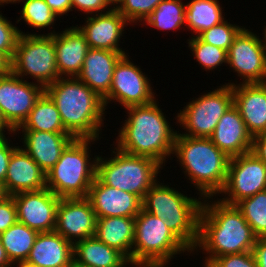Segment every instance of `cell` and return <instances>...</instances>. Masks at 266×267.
<instances>
[{
  "mask_svg": "<svg viewBox=\"0 0 266 267\" xmlns=\"http://www.w3.org/2000/svg\"><path fill=\"white\" fill-rule=\"evenodd\" d=\"M215 198H203L199 239L192 252L194 255L202 250V254H206L203 267L219 256L253 251L258 238L236 205L225 204L218 196Z\"/></svg>",
  "mask_w": 266,
  "mask_h": 267,
  "instance_id": "6da1fadb",
  "label": "cell"
},
{
  "mask_svg": "<svg viewBox=\"0 0 266 267\" xmlns=\"http://www.w3.org/2000/svg\"><path fill=\"white\" fill-rule=\"evenodd\" d=\"M147 105L130 106L128 117L117 132L115 146L132 155L150 157L163 167L173 153L177 130L160 109L159 101Z\"/></svg>",
  "mask_w": 266,
  "mask_h": 267,
  "instance_id": "7a4b0ae2",
  "label": "cell"
},
{
  "mask_svg": "<svg viewBox=\"0 0 266 267\" xmlns=\"http://www.w3.org/2000/svg\"><path fill=\"white\" fill-rule=\"evenodd\" d=\"M56 104L64 128L74 138L101 139L103 99L77 77H60L45 88Z\"/></svg>",
  "mask_w": 266,
  "mask_h": 267,
  "instance_id": "3957f363",
  "label": "cell"
},
{
  "mask_svg": "<svg viewBox=\"0 0 266 267\" xmlns=\"http://www.w3.org/2000/svg\"><path fill=\"white\" fill-rule=\"evenodd\" d=\"M180 164L185 178L194 184L197 195L213 197L224 188L230 158L210 138L175 136L172 158Z\"/></svg>",
  "mask_w": 266,
  "mask_h": 267,
  "instance_id": "277c9868",
  "label": "cell"
},
{
  "mask_svg": "<svg viewBox=\"0 0 266 267\" xmlns=\"http://www.w3.org/2000/svg\"><path fill=\"white\" fill-rule=\"evenodd\" d=\"M203 198L185 195L177 188L156 181L146 193L142 208L162 218L173 234L193 252L199 239V215Z\"/></svg>",
  "mask_w": 266,
  "mask_h": 267,
  "instance_id": "5b68a950",
  "label": "cell"
},
{
  "mask_svg": "<svg viewBox=\"0 0 266 267\" xmlns=\"http://www.w3.org/2000/svg\"><path fill=\"white\" fill-rule=\"evenodd\" d=\"M99 139L74 138L46 174V188L59 198L87 197L96 177V160L91 145ZM91 156V157H90Z\"/></svg>",
  "mask_w": 266,
  "mask_h": 267,
  "instance_id": "8992f818",
  "label": "cell"
},
{
  "mask_svg": "<svg viewBox=\"0 0 266 267\" xmlns=\"http://www.w3.org/2000/svg\"><path fill=\"white\" fill-rule=\"evenodd\" d=\"M184 252L188 256L192 254L162 218L142 208L135 217L131 267H169L170 261Z\"/></svg>",
  "mask_w": 266,
  "mask_h": 267,
  "instance_id": "52a82bcc",
  "label": "cell"
},
{
  "mask_svg": "<svg viewBox=\"0 0 266 267\" xmlns=\"http://www.w3.org/2000/svg\"><path fill=\"white\" fill-rule=\"evenodd\" d=\"M111 151L110 158L98 154L96 177L103 184L132 193L143 201L150 187L159 180L157 176L163 166L150 157L128 154L115 146Z\"/></svg>",
  "mask_w": 266,
  "mask_h": 267,
  "instance_id": "ba28073f",
  "label": "cell"
},
{
  "mask_svg": "<svg viewBox=\"0 0 266 267\" xmlns=\"http://www.w3.org/2000/svg\"><path fill=\"white\" fill-rule=\"evenodd\" d=\"M20 33L11 60L12 73L24 80L30 77L45 89L60 78L56 65L55 34Z\"/></svg>",
  "mask_w": 266,
  "mask_h": 267,
  "instance_id": "9c48e42d",
  "label": "cell"
},
{
  "mask_svg": "<svg viewBox=\"0 0 266 267\" xmlns=\"http://www.w3.org/2000/svg\"><path fill=\"white\" fill-rule=\"evenodd\" d=\"M210 92L192 98L176 113L177 125L185 132L178 134L190 137L209 138L221 117L233 105V91L229 84H222Z\"/></svg>",
  "mask_w": 266,
  "mask_h": 267,
  "instance_id": "30bf717a",
  "label": "cell"
},
{
  "mask_svg": "<svg viewBox=\"0 0 266 267\" xmlns=\"http://www.w3.org/2000/svg\"><path fill=\"white\" fill-rule=\"evenodd\" d=\"M126 54L116 64L109 93L103 98L105 108L118 102L124 108L147 105L156 100L151 80Z\"/></svg>",
  "mask_w": 266,
  "mask_h": 267,
  "instance_id": "8fae6325",
  "label": "cell"
},
{
  "mask_svg": "<svg viewBox=\"0 0 266 267\" xmlns=\"http://www.w3.org/2000/svg\"><path fill=\"white\" fill-rule=\"evenodd\" d=\"M264 34V35H263ZM244 27L227 51V65L242 80L239 83L266 82V37ZM260 37V38H259Z\"/></svg>",
  "mask_w": 266,
  "mask_h": 267,
  "instance_id": "7c38bea8",
  "label": "cell"
},
{
  "mask_svg": "<svg viewBox=\"0 0 266 267\" xmlns=\"http://www.w3.org/2000/svg\"><path fill=\"white\" fill-rule=\"evenodd\" d=\"M266 190V165L251 151L230 158L227 179L218 198L228 205ZM227 195V196H226Z\"/></svg>",
  "mask_w": 266,
  "mask_h": 267,
  "instance_id": "4fadbf2b",
  "label": "cell"
},
{
  "mask_svg": "<svg viewBox=\"0 0 266 267\" xmlns=\"http://www.w3.org/2000/svg\"><path fill=\"white\" fill-rule=\"evenodd\" d=\"M45 89L14 73L0 77V113L5 124L15 132L26 120Z\"/></svg>",
  "mask_w": 266,
  "mask_h": 267,
  "instance_id": "5bb4252c",
  "label": "cell"
},
{
  "mask_svg": "<svg viewBox=\"0 0 266 267\" xmlns=\"http://www.w3.org/2000/svg\"><path fill=\"white\" fill-rule=\"evenodd\" d=\"M97 217L87 197L60 198L55 232L73 244L95 236Z\"/></svg>",
  "mask_w": 266,
  "mask_h": 267,
  "instance_id": "9a60e30c",
  "label": "cell"
},
{
  "mask_svg": "<svg viewBox=\"0 0 266 267\" xmlns=\"http://www.w3.org/2000/svg\"><path fill=\"white\" fill-rule=\"evenodd\" d=\"M18 221L31 229L53 232L56 227V209L60 198L48 188L39 191L20 192L12 195Z\"/></svg>",
  "mask_w": 266,
  "mask_h": 267,
  "instance_id": "2e32d148",
  "label": "cell"
},
{
  "mask_svg": "<svg viewBox=\"0 0 266 267\" xmlns=\"http://www.w3.org/2000/svg\"><path fill=\"white\" fill-rule=\"evenodd\" d=\"M84 19L82 26H76L84 34L89 48L127 54L125 49L121 48L120 40L129 23L116 8L112 7L105 13L90 15Z\"/></svg>",
  "mask_w": 266,
  "mask_h": 267,
  "instance_id": "e0dca14e",
  "label": "cell"
},
{
  "mask_svg": "<svg viewBox=\"0 0 266 267\" xmlns=\"http://www.w3.org/2000/svg\"><path fill=\"white\" fill-rule=\"evenodd\" d=\"M87 198L97 218L136 217L142 209V200L129 192L103 184L95 177Z\"/></svg>",
  "mask_w": 266,
  "mask_h": 267,
  "instance_id": "ac0fdd59",
  "label": "cell"
},
{
  "mask_svg": "<svg viewBox=\"0 0 266 267\" xmlns=\"http://www.w3.org/2000/svg\"><path fill=\"white\" fill-rule=\"evenodd\" d=\"M236 83L232 86L233 105L238 109L248 131L254 137L266 133V82Z\"/></svg>",
  "mask_w": 266,
  "mask_h": 267,
  "instance_id": "d6986e66",
  "label": "cell"
},
{
  "mask_svg": "<svg viewBox=\"0 0 266 267\" xmlns=\"http://www.w3.org/2000/svg\"><path fill=\"white\" fill-rule=\"evenodd\" d=\"M18 132V133H17ZM22 133V149L47 174L57 163L63 150L74 139L70 133H52L42 131H15Z\"/></svg>",
  "mask_w": 266,
  "mask_h": 267,
  "instance_id": "ffe728a7",
  "label": "cell"
},
{
  "mask_svg": "<svg viewBox=\"0 0 266 267\" xmlns=\"http://www.w3.org/2000/svg\"><path fill=\"white\" fill-rule=\"evenodd\" d=\"M209 138L229 158L250 152L253 144V136L234 105L224 113Z\"/></svg>",
  "mask_w": 266,
  "mask_h": 267,
  "instance_id": "44dd1931",
  "label": "cell"
},
{
  "mask_svg": "<svg viewBox=\"0 0 266 267\" xmlns=\"http://www.w3.org/2000/svg\"><path fill=\"white\" fill-rule=\"evenodd\" d=\"M3 185L10 196L20 192L39 191L46 188V173L18 146L11 155Z\"/></svg>",
  "mask_w": 266,
  "mask_h": 267,
  "instance_id": "7402d4cb",
  "label": "cell"
},
{
  "mask_svg": "<svg viewBox=\"0 0 266 267\" xmlns=\"http://www.w3.org/2000/svg\"><path fill=\"white\" fill-rule=\"evenodd\" d=\"M124 55L121 52L90 48L77 78L103 99L110 91L115 66Z\"/></svg>",
  "mask_w": 266,
  "mask_h": 267,
  "instance_id": "603a6c76",
  "label": "cell"
},
{
  "mask_svg": "<svg viewBox=\"0 0 266 267\" xmlns=\"http://www.w3.org/2000/svg\"><path fill=\"white\" fill-rule=\"evenodd\" d=\"M84 34L77 26L55 33L56 65L60 77H77L89 50Z\"/></svg>",
  "mask_w": 266,
  "mask_h": 267,
  "instance_id": "cb8c5ba5",
  "label": "cell"
},
{
  "mask_svg": "<svg viewBox=\"0 0 266 267\" xmlns=\"http://www.w3.org/2000/svg\"><path fill=\"white\" fill-rule=\"evenodd\" d=\"M26 262L37 267H69L73 262V243L55 231L39 233Z\"/></svg>",
  "mask_w": 266,
  "mask_h": 267,
  "instance_id": "d4e9b609",
  "label": "cell"
},
{
  "mask_svg": "<svg viewBox=\"0 0 266 267\" xmlns=\"http://www.w3.org/2000/svg\"><path fill=\"white\" fill-rule=\"evenodd\" d=\"M95 237L109 247L121 252L132 265L135 217L97 218Z\"/></svg>",
  "mask_w": 266,
  "mask_h": 267,
  "instance_id": "484cf974",
  "label": "cell"
},
{
  "mask_svg": "<svg viewBox=\"0 0 266 267\" xmlns=\"http://www.w3.org/2000/svg\"><path fill=\"white\" fill-rule=\"evenodd\" d=\"M73 261L85 267H127L129 260L95 236L73 244Z\"/></svg>",
  "mask_w": 266,
  "mask_h": 267,
  "instance_id": "4316f807",
  "label": "cell"
},
{
  "mask_svg": "<svg viewBox=\"0 0 266 267\" xmlns=\"http://www.w3.org/2000/svg\"><path fill=\"white\" fill-rule=\"evenodd\" d=\"M16 131L69 133L64 128L56 104L45 91L37 99L28 117Z\"/></svg>",
  "mask_w": 266,
  "mask_h": 267,
  "instance_id": "83f0119b",
  "label": "cell"
},
{
  "mask_svg": "<svg viewBox=\"0 0 266 267\" xmlns=\"http://www.w3.org/2000/svg\"><path fill=\"white\" fill-rule=\"evenodd\" d=\"M219 0H190L186 4L185 23L192 37L225 20ZM190 29V30H189Z\"/></svg>",
  "mask_w": 266,
  "mask_h": 267,
  "instance_id": "f1b7e54d",
  "label": "cell"
},
{
  "mask_svg": "<svg viewBox=\"0 0 266 267\" xmlns=\"http://www.w3.org/2000/svg\"><path fill=\"white\" fill-rule=\"evenodd\" d=\"M38 234V231L29 228L19 221L6 231L0 233L2 245L12 264L26 261Z\"/></svg>",
  "mask_w": 266,
  "mask_h": 267,
  "instance_id": "f546056e",
  "label": "cell"
},
{
  "mask_svg": "<svg viewBox=\"0 0 266 267\" xmlns=\"http://www.w3.org/2000/svg\"><path fill=\"white\" fill-rule=\"evenodd\" d=\"M185 13L186 3L182 2V0H163L144 21L142 26L144 27L145 24V27L147 25L152 29L166 30V32L181 30L186 28Z\"/></svg>",
  "mask_w": 266,
  "mask_h": 267,
  "instance_id": "4dcf8cb0",
  "label": "cell"
},
{
  "mask_svg": "<svg viewBox=\"0 0 266 267\" xmlns=\"http://www.w3.org/2000/svg\"><path fill=\"white\" fill-rule=\"evenodd\" d=\"M22 2V10H20V18L16 21L18 24L24 21L30 27L35 29H49L50 33L53 35L56 33L55 30L51 31L56 23L58 16L51 10V8L46 4L45 0H19L17 3Z\"/></svg>",
  "mask_w": 266,
  "mask_h": 267,
  "instance_id": "1f68e13d",
  "label": "cell"
},
{
  "mask_svg": "<svg viewBox=\"0 0 266 267\" xmlns=\"http://www.w3.org/2000/svg\"><path fill=\"white\" fill-rule=\"evenodd\" d=\"M257 237H266V190L236 204Z\"/></svg>",
  "mask_w": 266,
  "mask_h": 267,
  "instance_id": "d6a6232c",
  "label": "cell"
},
{
  "mask_svg": "<svg viewBox=\"0 0 266 267\" xmlns=\"http://www.w3.org/2000/svg\"><path fill=\"white\" fill-rule=\"evenodd\" d=\"M187 46L190 53L194 56V60L207 72L221 68L218 66L227 65V51L217 46L203 42L199 37H189ZM224 64V65H223Z\"/></svg>",
  "mask_w": 266,
  "mask_h": 267,
  "instance_id": "836d02e7",
  "label": "cell"
},
{
  "mask_svg": "<svg viewBox=\"0 0 266 267\" xmlns=\"http://www.w3.org/2000/svg\"><path fill=\"white\" fill-rule=\"evenodd\" d=\"M245 26L231 24L224 20L210 29L202 32L198 37L205 43L217 46L228 51L233 44L234 38Z\"/></svg>",
  "mask_w": 266,
  "mask_h": 267,
  "instance_id": "e575fe53",
  "label": "cell"
},
{
  "mask_svg": "<svg viewBox=\"0 0 266 267\" xmlns=\"http://www.w3.org/2000/svg\"><path fill=\"white\" fill-rule=\"evenodd\" d=\"M163 0H122L115 8L131 25H142Z\"/></svg>",
  "mask_w": 266,
  "mask_h": 267,
  "instance_id": "d590c367",
  "label": "cell"
},
{
  "mask_svg": "<svg viewBox=\"0 0 266 267\" xmlns=\"http://www.w3.org/2000/svg\"><path fill=\"white\" fill-rule=\"evenodd\" d=\"M2 7V6H0ZM21 30L7 20L0 11V51L13 58Z\"/></svg>",
  "mask_w": 266,
  "mask_h": 267,
  "instance_id": "8d00e7d4",
  "label": "cell"
},
{
  "mask_svg": "<svg viewBox=\"0 0 266 267\" xmlns=\"http://www.w3.org/2000/svg\"><path fill=\"white\" fill-rule=\"evenodd\" d=\"M207 267H257L253 251L215 258Z\"/></svg>",
  "mask_w": 266,
  "mask_h": 267,
  "instance_id": "74e56055",
  "label": "cell"
},
{
  "mask_svg": "<svg viewBox=\"0 0 266 267\" xmlns=\"http://www.w3.org/2000/svg\"><path fill=\"white\" fill-rule=\"evenodd\" d=\"M18 221L13 197L8 195L0 200V233L6 231Z\"/></svg>",
  "mask_w": 266,
  "mask_h": 267,
  "instance_id": "f35d334b",
  "label": "cell"
},
{
  "mask_svg": "<svg viewBox=\"0 0 266 267\" xmlns=\"http://www.w3.org/2000/svg\"><path fill=\"white\" fill-rule=\"evenodd\" d=\"M71 2L73 10L84 12L87 16L105 13L112 8L107 0H71Z\"/></svg>",
  "mask_w": 266,
  "mask_h": 267,
  "instance_id": "ab89813d",
  "label": "cell"
},
{
  "mask_svg": "<svg viewBox=\"0 0 266 267\" xmlns=\"http://www.w3.org/2000/svg\"><path fill=\"white\" fill-rule=\"evenodd\" d=\"M9 136L0 137V182L4 184L9 161L13 151L18 147L13 145ZM9 141V142H8ZM12 145V146H11Z\"/></svg>",
  "mask_w": 266,
  "mask_h": 267,
  "instance_id": "60d3db41",
  "label": "cell"
},
{
  "mask_svg": "<svg viewBox=\"0 0 266 267\" xmlns=\"http://www.w3.org/2000/svg\"><path fill=\"white\" fill-rule=\"evenodd\" d=\"M251 152L266 165V133L253 137Z\"/></svg>",
  "mask_w": 266,
  "mask_h": 267,
  "instance_id": "b9f144b4",
  "label": "cell"
},
{
  "mask_svg": "<svg viewBox=\"0 0 266 267\" xmlns=\"http://www.w3.org/2000/svg\"><path fill=\"white\" fill-rule=\"evenodd\" d=\"M45 2L59 18L73 11L71 0H45Z\"/></svg>",
  "mask_w": 266,
  "mask_h": 267,
  "instance_id": "7bdbcfd3",
  "label": "cell"
},
{
  "mask_svg": "<svg viewBox=\"0 0 266 267\" xmlns=\"http://www.w3.org/2000/svg\"><path fill=\"white\" fill-rule=\"evenodd\" d=\"M257 267H266V237H258L253 248Z\"/></svg>",
  "mask_w": 266,
  "mask_h": 267,
  "instance_id": "ee69618b",
  "label": "cell"
},
{
  "mask_svg": "<svg viewBox=\"0 0 266 267\" xmlns=\"http://www.w3.org/2000/svg\"><path fill=\"white\" fill-rule=\"evenodd\" d=\"M12 72V61L3 52L0 51V77L7 76Z\"/></svg>",
  "mask_w": 266,
  "mask_h": 267,
  "instance_id": "f6af8a7d",
  "label": "cell"
},
{
  "mask_svg": "<svg viewBox=\"0 0 266 267\" xmlns=\"http://www.w3.org/2000/svg\"><path fill=\"white\" fill-rule=\"evenodd\" d=\"M12 265L0 239V267H12Z\"/></svg>",
  "mask_w": 266,
  "mask_h": 267,
  "instance_id": "bcb514c9",
  "label": "cell"
},
{
  "mask_svg": "<svg viewBox=\"0 0 266 267\" xmlns=\"http://www.w3.org/2000/svg\"><path fill=\"white\" fill-rule=\"evenodd\" d=\"M7 131V132H6ZM7 133H9L8 135H10V137H14L12 135H15L14 132L5 124L3 117L0 113V137L5 136Z\"/></svg>",
  "mask_w": 266,
  "mask_h": 267,
  "instance_id": "7dc6e473",
  "label": "cell"
},
{
  "mask_svg": "<svg viewBox=\"0 0 266 267\" xmlns=\"http://www.w3.org/2000/svg\"><path fill=\"white\" fill-rule=\"evenodd\" d=\"M37 267L36 265L30 264L26 261H19V262H15L13 263L12 267Z\"/></svg>",
  "mask_w": 266,
  "mask_h": 267,
  "instance_id": "c3c4849f",
  "label": "cell"
},
{
  "mask_svg": "<svg viewBox=\"0 0 266 267\" xmlns=\"http://www.w3.org/2000/svg\"><path fill=\"white\" fill-rule=\"evenodd\" d=\"M7 195L3 183L0 182V200L4 199Z\"/></svg>",
  "mask_w": 266,
  "mask_h": 267,
  "instance_id": "681fc988",
  "label": "cell"
},
{
  "mask_svg": "<svg viewBox=\"0 0 266 267\" xmlns=\"http://www.w3.org/2000/svg\"><path fill=\"white\" fill-rule=\"evenodd\" d=\"M18 1L19 0H0V6L4 7L5 4H11V3L16 4Z\"/></svg>",
  "mask_w": 266,
  "mask_h": 267,
  "instance_id": "f907efd6",
  "label": "cell"
},
{
  "mask_svg": "<svg viewBox=\"0 0 266 267\" xmlns=\"http://www.w3.org/2000/svg\"><path fill=\"white\" fill-rule=\"evenodd\" d=\"M111 7L115 8L122 0H107Z\"/></svg>",
  "mask_w": 266,
  "mask_h": 267,
  "instance_id": "816d5d0a",
  "label": "cell"
},
{
  "mask_svg": "<svg viewBox=\"0 0 266 267\" xmlns=\"http://www.w3.org/2000/svg\"><path fill=\"white\" fill-rule=\"evenodd\" d=\"M69 267H85V266H82V265H79L77 264L75 261H73Z\"/></svg>",
  "mask_w": 266,
  "mask_h": 267,
  "instance_id": "f5cc1de1",
  "label": "cell"
},
{
  "mask_svg": "<svg viewBox=\"0 0 266 267\" xmlns=\"http://www.w3.org/2000/svg\"><path fill=\"white\" fill-rule=\"evenodd\" d=\"M263 27H265V28H263V30H264L265 37H266V26H263Z\"/></svg>",
  "mask_w": 266,
  "mask_h": 267,
  "instance_id": "db71d44e",
  "label": "cell"
}]
</instances>
